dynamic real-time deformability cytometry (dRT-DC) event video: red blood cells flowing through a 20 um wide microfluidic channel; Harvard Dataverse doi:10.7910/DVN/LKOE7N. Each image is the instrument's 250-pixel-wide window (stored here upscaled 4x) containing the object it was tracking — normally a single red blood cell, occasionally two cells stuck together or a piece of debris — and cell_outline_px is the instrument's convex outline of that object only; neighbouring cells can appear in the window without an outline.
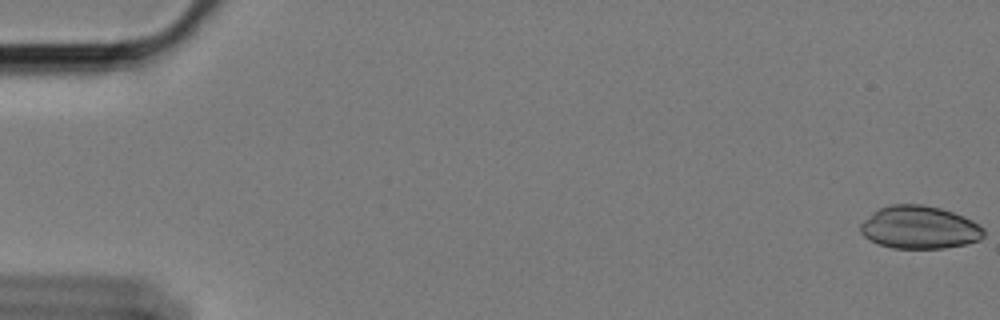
{"species": "Egyptian fruit bat (a non-hibernating species)", "species_latin": "Rousettus aegyptiacus", "temperature_condition": "cold", "stored_images_in_passage": 10, "camera_frame_rate_fps": 3000, "um_per_image_px": 0.085, "animal": {"sex": "female"}, "frame": {"image": 1, "passage_image": 1, "time_ms": 0.0, "image_size_px": [1000, 320], "cell_outline_px": [[984, 236], [980, 240], [964, 244], [944, 248], [892, 248], [868, 240], [860, 232], [860, 224], [872, 212], [880, 208], [892, 204], [920, 204], [940, 208], [964, 216], [980, 224], [984, 228]], "centroid_in_image_um": [78.15, 19.33], "position_along_channel_um": 6.8, "area_um2": 30.87}}